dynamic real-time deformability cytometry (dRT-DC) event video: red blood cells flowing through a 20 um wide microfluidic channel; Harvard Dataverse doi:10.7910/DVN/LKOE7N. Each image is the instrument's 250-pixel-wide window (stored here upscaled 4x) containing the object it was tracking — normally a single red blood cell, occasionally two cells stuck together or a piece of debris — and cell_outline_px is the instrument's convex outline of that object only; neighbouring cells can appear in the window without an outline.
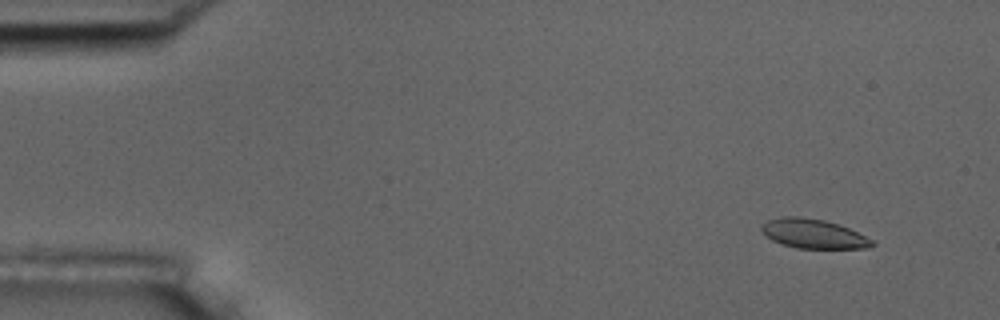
{"species": "common noctule bat (a hibernating species)", "species_latin": "Nyctalus noctula", "temperature_condition": "room temperature", "stored_images_in_passage": 5, "camera_frame_rate_fps": 3000, "um_per_image_px": 0.085, "animal": {"sex": "male", "body_mass_g": 17.5, "forearm_length_mm": 52.3}, "frame": {"image": 1, "passage_image": 2, "time_ms": 1.0, "image_size_px": [1000, 320], "cell_outline_px": [[876, 244], [868, 248], [796, 248], [772, 240], [760, 228], [768, 220], [780, 216], [800, 216], [824, 220], [840, 224], [872, 240]], "centroid_in_image_um": [69.14, 19.86], "position_along_channel_um": 15.9, "area_um2": 18.67}}
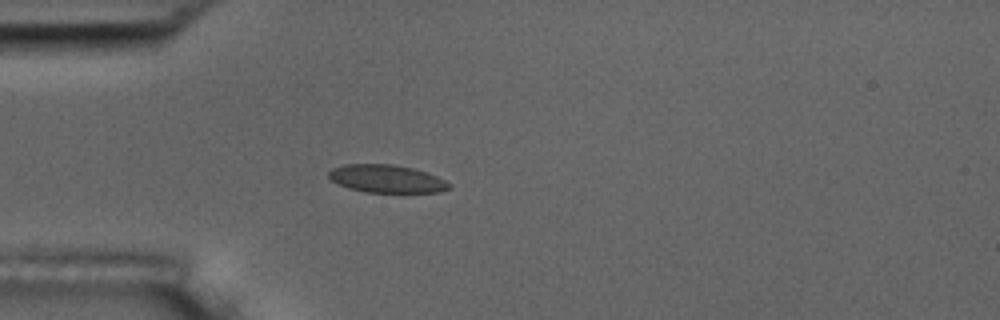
{"frame": {"image": 2, "passage_image": 5, "time_ms": 4.667, "image_size_px": [1000, 320], "cell_outline_px": [[452, 188], [440, 192], [368, 192], [348, 188], [332, 180], [328, 176], [328, 172], [332, 168], [344, 164], [392, 164], [412, 168], [436, 176], [452, 184]], "centroid_in_image_um": [32.87, 15.19], "position_along_channel_um": 52.1, "area_um2": 19.42}}